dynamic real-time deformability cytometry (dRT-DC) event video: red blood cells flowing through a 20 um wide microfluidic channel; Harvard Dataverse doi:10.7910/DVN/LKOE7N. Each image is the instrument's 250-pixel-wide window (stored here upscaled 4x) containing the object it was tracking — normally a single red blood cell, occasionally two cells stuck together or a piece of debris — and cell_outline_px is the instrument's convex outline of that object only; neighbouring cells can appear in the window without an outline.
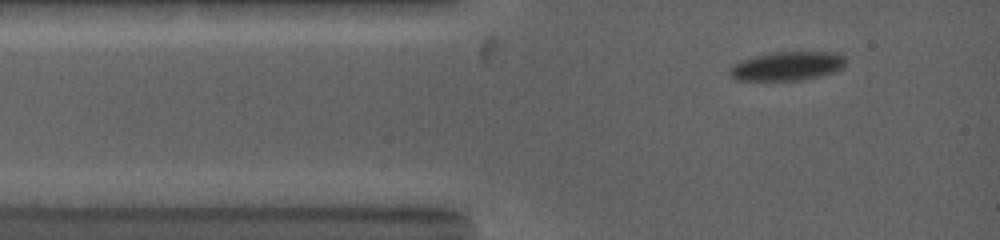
{"species": "common noctule bat (a hibernating species)", "species_latin": "Nyctalus noctula", "temperature_condition": "warm", "stored_images_in_passage": 6, "camera_frame_rate_fps": 5000, "um_per_image_px": 0.085, "animal": {"sex": "female", "body_mass_g": 19.0, "forearm_length_mm": 53.3}, "frame": {"image": 1, "passage_image": 1, "time_ms": 0.0, "image_size_px": [1000, 240], "cell_outline_px": [[844, 68], [820, 76], [800, 80], [736, 80], [728, 72], [740, 60], [772, 52], [840, 52], [844, 56]], "centroid_in_image_um": [66.95, 5.61], "position_along_channel_um": 18.1, "area_um2": 19.36}}
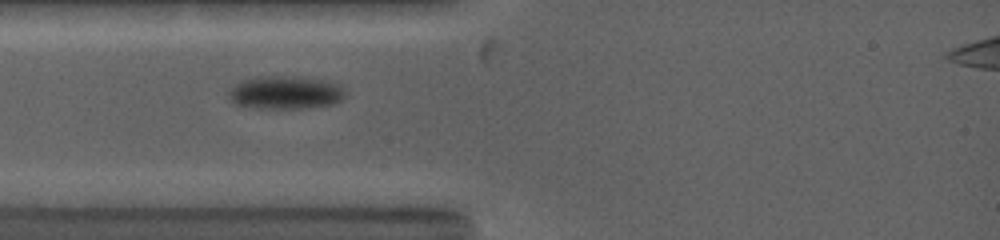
{"frame": {"image": 2, "passage_image": 4, "time_ms": 1.8, "image_size_px": [1000, 240], "cell_outline_px": [[348, 92], [340, 100], [332, 104], [304, 108], [256, 108], [236, 104], [228, 96], [228, 92], [240, 80], [260, 76], [292, 76], [320, 80], [340, 84]], "centroid_in_image_um": [24.27, 7.86], "position_along_channel_um": 60.7, "area_um2": 22.43}}
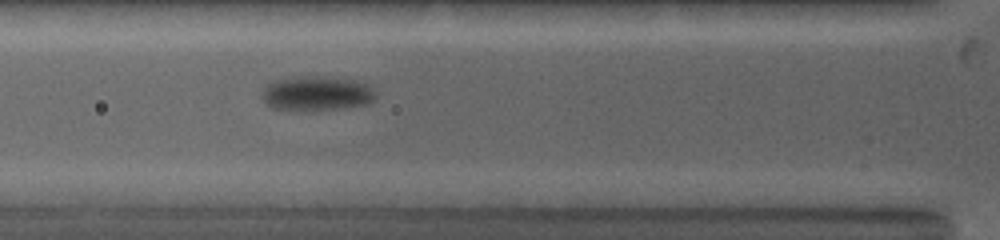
{"frame": {"image": 3, "passage_image": 6, "time_ms": 2.8, "image_size_px": [1000, 240], "cell_outline_px": [[376, 96], [372, 100], [364, 104], [336, 108], [272, 108], [264, 100], [264, 88], [268, 84], [276, 80], [304, 76], [312, 76], [352, 80], [364, 84], [372, 88], [376, 92]], "centroid_in_image_um": [26.93, 7.91], "position_along_channel_um": 98.9, "area_um2": 21.5}}